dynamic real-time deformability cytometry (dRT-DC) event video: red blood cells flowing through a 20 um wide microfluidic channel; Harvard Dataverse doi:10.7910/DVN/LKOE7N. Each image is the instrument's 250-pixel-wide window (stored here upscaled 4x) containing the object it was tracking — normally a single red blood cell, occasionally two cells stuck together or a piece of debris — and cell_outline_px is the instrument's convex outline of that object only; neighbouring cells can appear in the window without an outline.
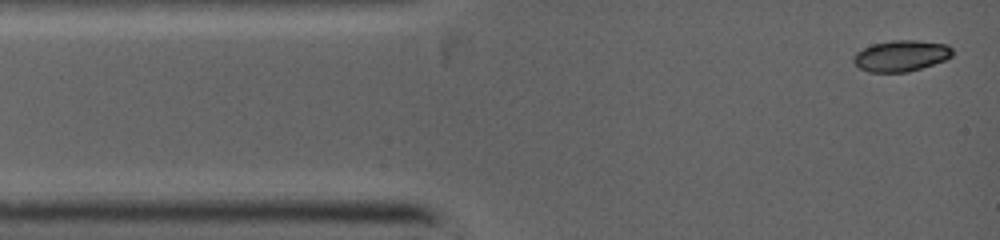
{"species": "common noctule bat (a hibernating species)", "species_latin": "Nyctalus noctula", "temperature_condition": "warm", "stored_images_in_passage": 5, "camera_frame_rate_fps": 5000, "um_per_image_px": 0.085, "animal": {"sex": "female", "body_mass_g": 19.0, "forearm_length_mm": 53.3}, "frame": {"image": 1, "passage_image": 1, "time_ms": 0.0, "image_size_px": [1000, 240], "cell_outline_px": [[952, 56], [944, 60], [908, 72], [868, 72], [860, 68], [852, 60], [852, 56], [856, 52], [872, 44], [892, 40], [916, 40], [948, 44], [952, 48]], "centroid_in_image_um": [76.57, 4.73], "position_along_channel_um": 8.4, "area_um2": 17.92}}
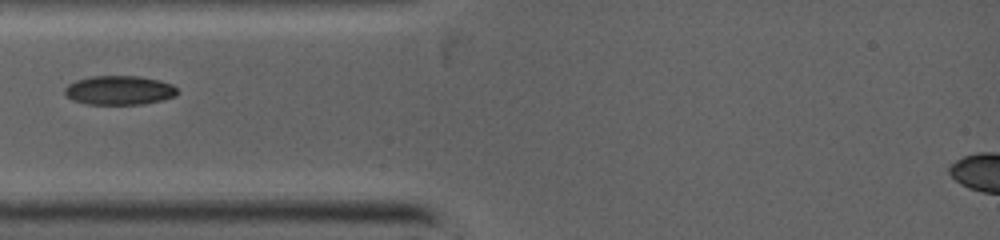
{"frame": {"image": 2, "passage_image": 5, "time_ms": 2.6, "image_size_px": [1000, 240], "cell_outline_px": [[180, 92], [176, 96], [164, 100], [144, 104], [88, 104], [72, 100], [64, 92], [64, 88], [68, 84], [76, 80], [92, 76], [140, 76], [160, 80], [172, 84]], "centroid_in_image_um": [10.18, 7.67], "position_along_channel_um": 74.8, "area_um2": 19.31}}